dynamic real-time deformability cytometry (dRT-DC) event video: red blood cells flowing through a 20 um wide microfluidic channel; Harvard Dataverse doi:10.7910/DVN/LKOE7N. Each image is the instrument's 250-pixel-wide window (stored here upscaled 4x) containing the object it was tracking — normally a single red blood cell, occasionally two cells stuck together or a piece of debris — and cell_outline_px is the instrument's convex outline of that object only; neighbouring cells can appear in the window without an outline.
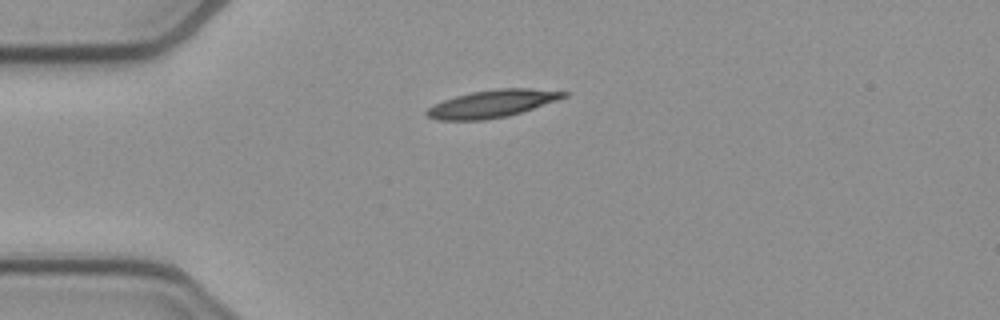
{"species": "common noctule bat (a hibernating species)", "species_latin": "Nyctalus noctula", "temperature_condition": "cold", "stored_images_in_passage": 41, "camera_frame_rate_fps": 3000, "um_per_image_px": 0.085, "animal": {"sex": "female", "body_mass_g": 21.9}, "frame": {"image": 1, "passage_image": 1, "time_ms": 0.0, "image_size_px": [1000, 320], "cell_outline_px": [[568, 96], [508, 116], [484, 120], [436, 120], [428, 116], [424, 112], [428, 108], [444, 100], [456, 96], [472, 92], [500, 88], [532, 88], [568, 92]], "centroid_in_image_um": [41.82, 8.81], "position_along_channel_um": 43.2, "area_um2": 21.62}}
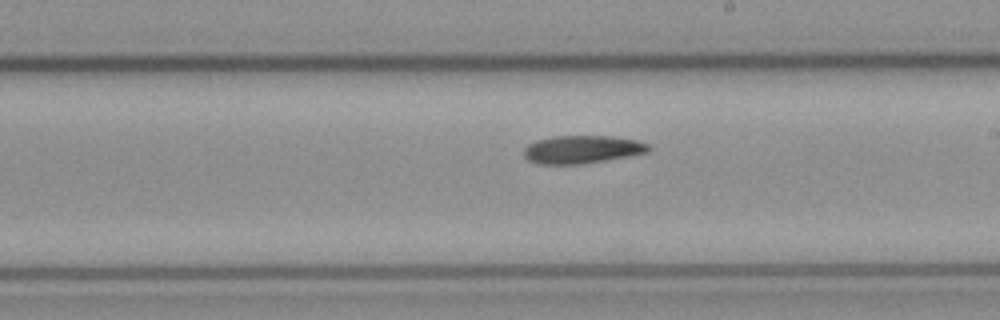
{"frame": {"image": 2, "passage_image": 18, "time_ms": 5.667, "image_size_px": [1000, 320], "cell_outline_px": [[652, 148], [648, 152], [628, 156], [584, 164], [536, 164], [528, 160], [524, 156], [524, 148], [528, 144], [536, 140], [552, 136], [612, 136], [636, 140], [648, 144]], "centroid_in_image_um": [49.46, 12.7], "position_along_channel_um": 239.5, "area_um2": 20.46}}
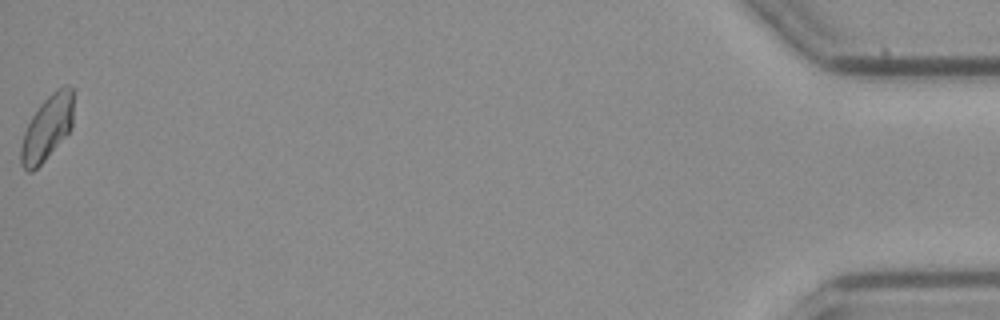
{"frame": {"image": 3, "passage_image": 41, "time_ms": 13.333, "image_size_px": [1000, 320], "cell_outline_px": [[72, 128], [44, 160], [32, 172], [28, 172], [20, 164], [20, 148], [24, 132], [32, 116], [40, 104], [56, 88], [64, 84], [68, 84], [72, 88]], "centroid_in_image_um": [3.99, 10.85], "position_along_channel_um": 431.2, "area_um2": 19.65}, "authors_computed_cell_mechanics": {"area_um2": 20.2878, "velocity_mm_per_s": 3.8576, "shape_relaxation_time_tau1_ms": 5.1745, "shape_relaxation_time_tau2_ms": null, "deformation_change_tau1": 0.1366, "deformation_change_tau2": null}}